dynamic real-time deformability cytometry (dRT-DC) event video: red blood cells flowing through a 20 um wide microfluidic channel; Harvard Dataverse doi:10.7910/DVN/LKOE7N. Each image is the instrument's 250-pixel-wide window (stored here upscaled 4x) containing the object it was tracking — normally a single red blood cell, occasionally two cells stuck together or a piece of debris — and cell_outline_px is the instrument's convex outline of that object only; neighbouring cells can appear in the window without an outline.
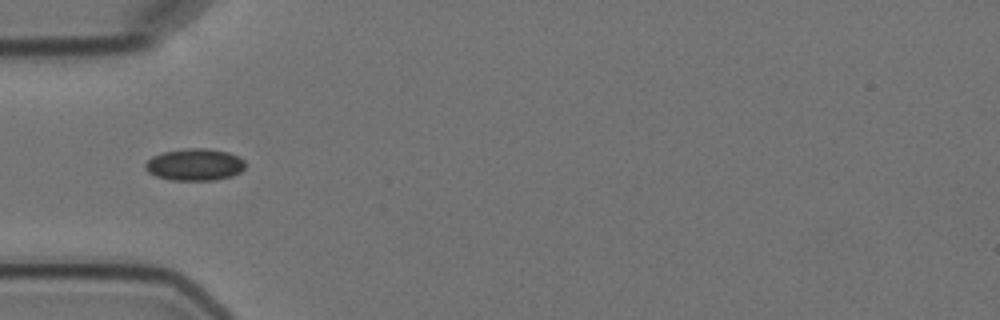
{"species": "Egyptian fruit bat (a non-hibernating species)", "species_latin": "Rousettus aegyptiacus", "temperature_condition": "cold", "stored_images_in_passage": 5, "camera_frame_rate_fps": 3000, "um_per_image_px": 0.085, "animal": {"sex": "female"}, "frame": {"image": 1, "passage_image": 1, "time_ms": 0.0, "image_size_px": [1000, 320], "cell_outline_px": [[244, 168], [240, 172], [232, 176], [216, 180], [172, 180], [156, 176], [148, 172], [144, 168], [144, 164], [152, 156], [164, 152], [188, 148], [208, 148], [228, 152], [244, 160]], "centroid_in_image_um": [16.54, 13.99], "position_along_channel_um": 68.5, "area_um2": 18.61}}
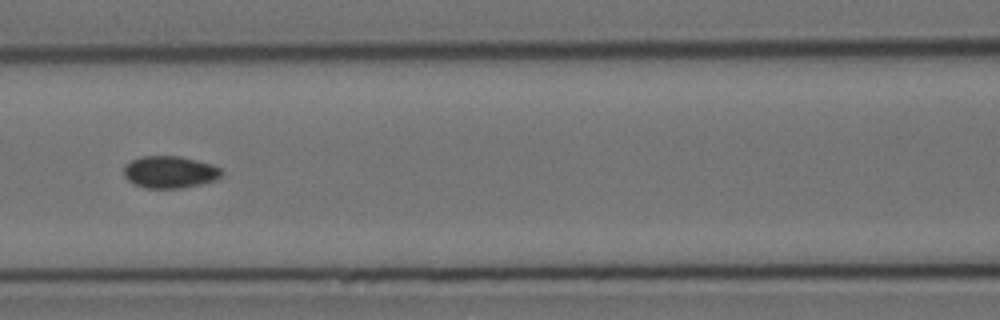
{"frame": {"image": 2, "passage_image": 3, "time_ms": 2.333, "image_size_px": [1000, 320], "cell_outline_px": [[224, 172], [216, 180], [200, 184], [180, 188], [144, 188], [128, 180], [124, 176], [124, 164], [140, 156], [180, 156], [212, 164], [220, 168]], "centroid_in_image_um": [14.43, 14.62], "position_along_channel_um": 152.2, "area_um2": 18.32}}
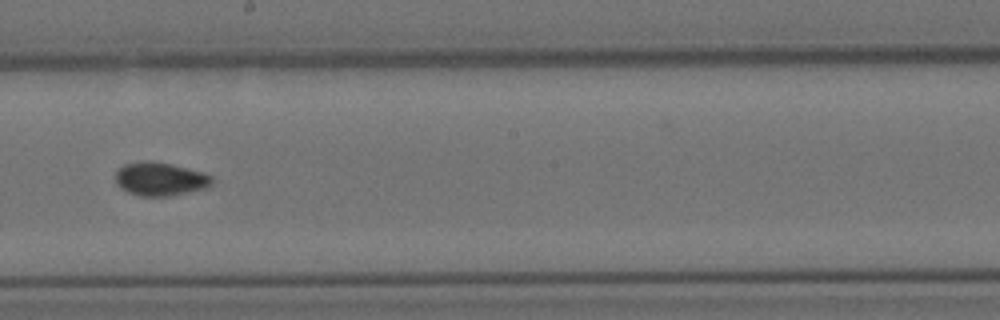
{"frame": {"image": 3, "passage_image": 5, "time_ms": 4.667, "image_size_px": [1000, 320], "cell_outline_px": [[212, 184], [204, 188], [188, 192], [168, 196], [140, 196], [128, 192], [120, 188], [116, 184], [116, 172], [124, 164], [140, 160], [152, 160], [172, 164], [204, 172], [212, 176]], "centroid_in_image_um": [13.59, 15.2], "position_along_channel_um": 234.6, "area_um2": 18.96}}